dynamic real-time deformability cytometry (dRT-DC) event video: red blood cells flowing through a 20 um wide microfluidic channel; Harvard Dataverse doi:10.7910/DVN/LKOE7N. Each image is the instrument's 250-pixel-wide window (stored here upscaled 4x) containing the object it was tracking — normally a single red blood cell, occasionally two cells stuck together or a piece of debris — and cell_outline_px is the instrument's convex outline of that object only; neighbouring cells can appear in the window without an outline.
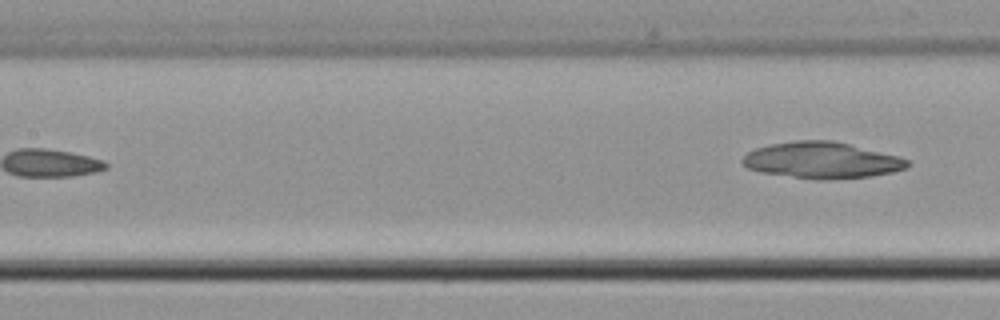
{"species": "common noctule bat (a hibernating species)", "species_latin": "Nyctalus noctula", "temperature_condition": "cold", "stored_images_in_passage": 5, "segment_of_instrument_passage": [2, 2], "camera_frame_rate_fps": 3000, "um_per_image_px": 0.085, "animal": {"sex": "male", "body_mass_g": 21.5, "forearm_length_mm": 52.0}, "frame": {"image": 1, "passage_image": 5, "time_ms": 1.333, "image_size_px": [1000, 320], "cell_outline_px": [[912, 164], [908, 168], [892, 172], [868, 176], [828, 180], [816, 180], [760, 172], [748, 168], [740, 160], [748, 152], [756, 148], [768, 144], [796, 140], [832, 140], [900, 156], [908, 160]], "centroid_in_image_um": [69.86, 13.62], "position_along_channel_um": 137.5, "area_um2": 35.08}}